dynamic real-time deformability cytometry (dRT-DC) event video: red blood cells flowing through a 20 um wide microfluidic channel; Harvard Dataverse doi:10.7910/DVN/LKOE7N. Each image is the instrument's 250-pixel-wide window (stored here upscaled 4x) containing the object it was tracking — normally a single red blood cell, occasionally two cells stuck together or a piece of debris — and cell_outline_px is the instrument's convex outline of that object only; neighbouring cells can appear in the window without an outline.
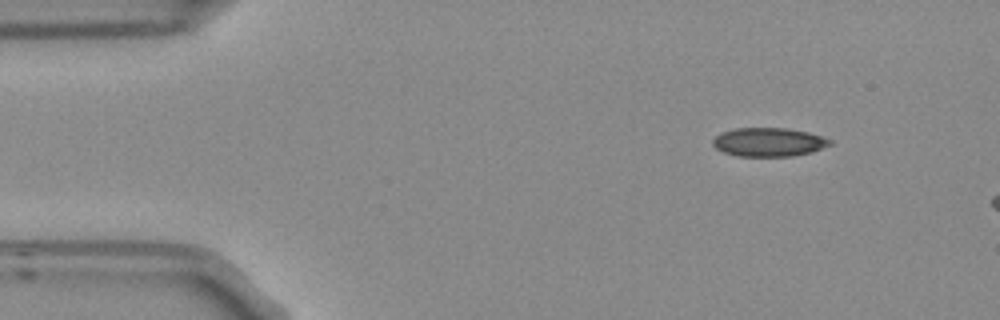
{"species": "Egyptian fruit bat (a non-hibernating species)", "species_latin": "Rousettus aegyptiacus", "temperature_condition": "room temperature", "stored_images_in_passage": 3, "camera_frame_rate_fps": 3000, "um_per_image_px": 0.085, "frame": {"image": 1, "passage_image": 1, "time_ms": 0.0, "image_size_px": [1000, 320], "cell_outline_px": [[832, 144], [812, 152], [792, 156], [736, 156], [724, 152], [716, 148], [712, 144], [712, 140], [720, 132], [736, 128], [784, 128], [808, 132], [832, 140]], "centroid_in_image_um": [65.32, 12.08], "position_along_channel_um": 19.7, "area_um2": 19.59}}